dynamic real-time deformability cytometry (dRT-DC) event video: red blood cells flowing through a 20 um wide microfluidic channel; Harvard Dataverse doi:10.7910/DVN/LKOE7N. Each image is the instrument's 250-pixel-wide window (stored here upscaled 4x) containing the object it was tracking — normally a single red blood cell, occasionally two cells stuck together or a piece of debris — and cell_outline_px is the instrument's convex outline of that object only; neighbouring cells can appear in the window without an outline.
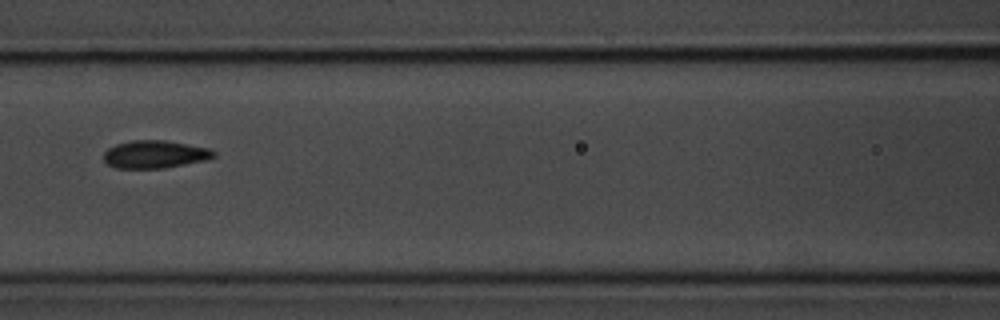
{"species": "common noctule bat (a hibernating species)", "species_latin": "Nyctalus noctula", "temperature_condition": "room temperature", "stored_images_in_passage": 7, "camera_frame_rate_fps": 3000, "um_per_image_px": 0.085, "animal": {"sex": "male", "body_mass_g": 20.1, "forearm_length_mm": 53.5}, "frame": {"image": 1, "passage_image": 5, "time_ms": 5.333, "image_size_px": [1000, 320], "cell_outline_px": [[216, 156], [208, 160], [164, 168], [116, 168], [108, 164], [104, 160], [104, 152], [108, 148], [116, 144], [132, 140], [164, 140], [188, 144], [208, 148], [216, 152]], "centroid_in_image_um": [13.19, 13.12], "position_along_channel_um": 153.4, "area_um2": 17.86}}
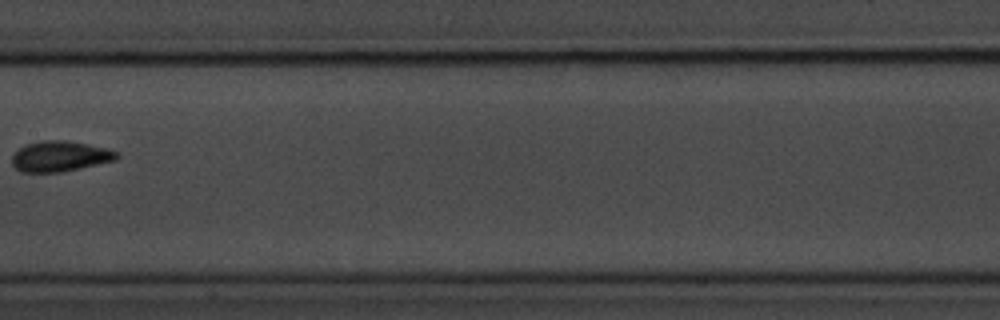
{"frame": {"image": 2, "passage_image": 6, "time_ms": 6.667, "image_size_px": [1000, 320], "cell_outline_px": [[120, 156], [116, 160], [80, 168], [60, 172], [20, 172], [12, 164], [12, 156], [24, 144], [40, 140], [64, 140], [88, 144], [108, 148], [120, 152]], "centroid_in_image_um": [5.12, 13.27], "position_along_channel_um": 202.3, "area_um2": 18.79}}